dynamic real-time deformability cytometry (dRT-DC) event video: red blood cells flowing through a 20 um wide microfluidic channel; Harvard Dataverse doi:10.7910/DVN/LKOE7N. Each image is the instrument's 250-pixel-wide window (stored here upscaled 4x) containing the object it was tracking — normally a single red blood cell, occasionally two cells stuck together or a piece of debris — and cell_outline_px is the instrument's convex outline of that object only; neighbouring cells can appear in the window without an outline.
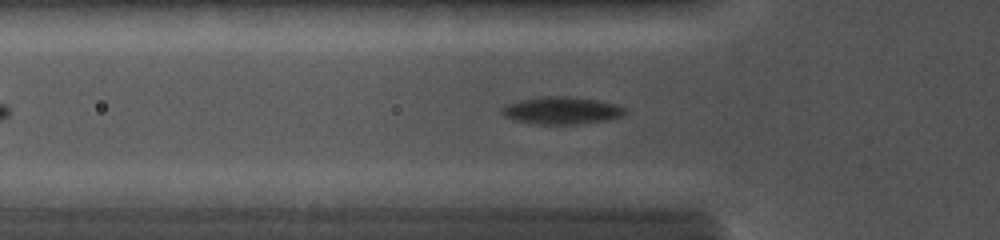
{"species": "common noctule bat (a hibernating species)", "species_latin": "Nyctalus noctula", "temperature_condition": "cold", "stored_images_in_passage": 39, "camera_frame_rate_fps": 5000, "um_per_image_px": 0.085, "animal": {"sex": "female", "body_mass_g": 19.0, "forearm_length_mm": 56.7}, "frame": {"image": 1, "passage_image": 10, "time_ms": 2.8, "image_size_px": [1000, 240], "cell_outline_px": [[628, 112], [624, 116], [604, 120], [576, 124], [536, 124], [512, 120], [504, 116], [500, 112], [500, 108], [504, 104], [520, 100], [540, 96], [568, 96], [596, 100], [616, 104], [624, 108]], "centroid_in_image_um": [47.68, 9.39], "position_along_channel_um": 78.1, "area_um2": 19.83}}
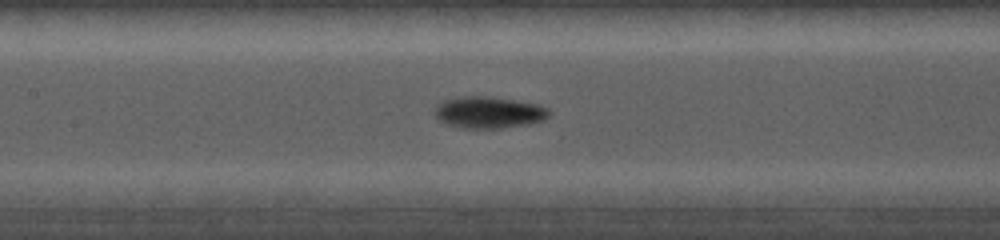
{"frame": {"image": 2, "passage_image": 15, "time_ms": 4.8, "image_size_px": [1000, 240], "cell_outline_px": [[552, 112], [544, 120], [528, 124], [500, 128], [464, 128], [448, 124], [440, 120], [436, 116], [436, 104], [444, 100], [456, 96], [492, 96], [540, 104], [548, 108]], "centroid_in_image_um": [41.59, 9.53], "position_along_channel_um": 165.8, "area_um2": 21.27}}
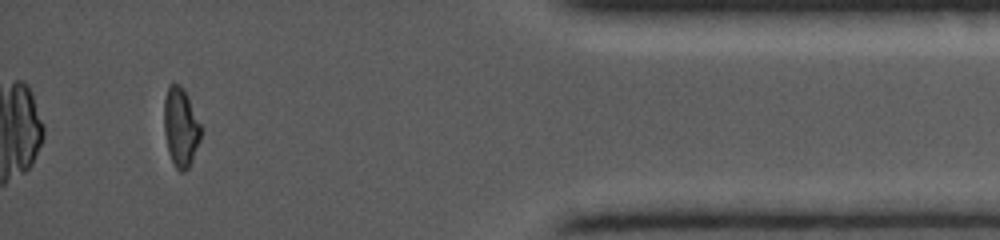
{"frame": {"image": 3, "passage_image": 36, "time_ms": 11.4, "image_size_px": [1000, 240], "cell_outline_px": [[200, 140], [192, 160], [188, 168], [184, 172], [180, 172], [176, 168], [168, 152], [164, 132], [164, 96], [168, 84], [180, 84], [184, 88], [188, 96], [200, 124]], "centroid_in_image_um": [15.34, 10.78], "position_along_channel_um": 419.9, "area_um2": 16.99}}